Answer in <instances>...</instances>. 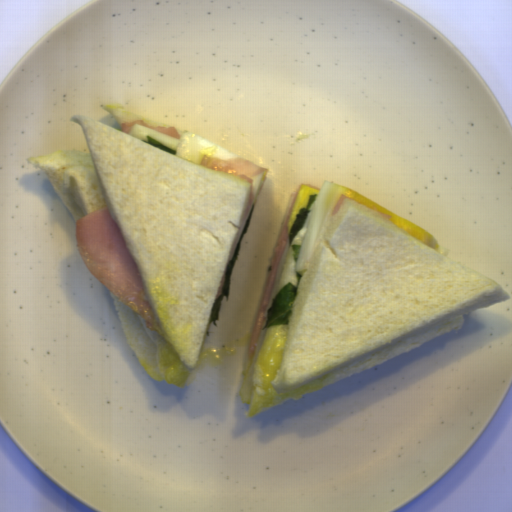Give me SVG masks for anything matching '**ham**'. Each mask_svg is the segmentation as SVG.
<instances>
[{
  "instance_id": "ham-1",
  "label": "ham",
  "mask_w": 512,
  "mask_h": 512,
  "mask_svg": "<svg viewBox=\"0 0 512 512\" xmlns=\"http://www.w3.org/2000/svg\"><path fill=\"white\" fill-rule=\"evenodd\" d=\"M82 260L103 286L156 329L148 293L130 249L107 205L75 221Z\"/></svg>"
},
{
  "instance_id": "ham-3",
  "label": "ham",
  "mask_w": 512,
  "mask_h": 512,
  "mask_svg": "<svg viewBox=\"0 0 512 512\" xmlns=\"http://www.w3.org/2000/svg\"><path fill=\"white\" fill-rule=\"evenodd\" d=\"M199 165L210 170L222 171L237 178H241L250 183L249 200L243 220L249 214L252 204L255 200L254 197V179L253 177L266 171L268 168L260 167L254 162L244 158L222 160L217 156H204Z\"/></svg>"
},
{
  "instance_id": "ham-4",
  "label": "ham",
  "mask_w": 512,
  "mask_h": 512,
  "mask_svg": "<svg viewBox=\"0 0 512 512\" xmlns=\"http://www.w3.org/2000/svg\"><path fill=\"white\" fill-rule=\"evenodd\" d=\"M134 125H142V126H145V127H148V128H151L153 130H156L160 133H163L167 136H170L172 138H175V139H178L180 140L181 139V135L179 134L178 132V129L175 128V126H172L170 128H164V127H160V126H152V125H148L144 120L142 119H137L135 121H132V122H123L122 123V126H121V132H124L126 134H129L130 135V132H131V128L132 126Z\"/></svg>"
},
{
  "instance_id": "ham-6",
  "label": "ham",
  "mask_w": 512,
  "mask_h": 512,
  "mask_svg": "<svg viewBox=\"0 0 512 512\" xmlns=\"http://www.w3.org/2000/svg\"><path fill=\"white\" fill-rule=\"evenodd\" d=\"M370 209H372V208H370ZM372 210H374V209H372ZM374 211H376L377 213H379L382 217H386L388 221H389V220H390V218L392 217V216H390L389 214H386V213H383V212H380V211H377V210H374Z\"/></svg>"
},
{
  "instance_id": "ham-2",
  "label": "ham",
  "mask_w": 512,
  "mask_h": 512,
  "mask_svg": "<svg viewBox=\"0 0 512 512\" xmlns=\"http://www.w3.org/2000/svg\"><path fill=\"white\" fill-rule=\"evenodd\" d=\"M302 186H308V187L318 190L320 192L322 190L321 188H318L311 183H304V184H301L300 186H298L295 194L292 197L289 209L287 211L286 217L283 222V226H282V229L280 232L279 239H278L277 244L274 249V253L272 256V260H271L268 275H267L264 293H263L256 317H255L254 323H253L249 351H248V355L251 358L254 357L257 347L259 345L265 316H266V313H267V310H268V307H269V304H270V301L272 298V294H273V288H274L277 269H278V266L280 263L282 253L284 251V248H285L288 238L290 236L289 223L291 220L292 209H293L296 197H297Z\"/></svg>"
},
{
  "instance_id": "ham-5",
  "label": "ham",
  "mask_w": 512,
  "mask_h": 512,
  "mask_svg": "<svg viewBox=\"0 0 512 512\" xmlns=\"http://www.w3.org/2000/svg\"><path fill=\"white\" fill-rule=\"evenodd\" d=\"M346 199H350V198H348L344 194L340 195V197L338 198L337 202L335 203V205L333 206V208L331 210L330 216L337 213V211L340 209V207L342 206V204L345 202ZM350 200H353V199H350ZM353 201H355V200H353Z\"/></svg>"
}]
</instances>
